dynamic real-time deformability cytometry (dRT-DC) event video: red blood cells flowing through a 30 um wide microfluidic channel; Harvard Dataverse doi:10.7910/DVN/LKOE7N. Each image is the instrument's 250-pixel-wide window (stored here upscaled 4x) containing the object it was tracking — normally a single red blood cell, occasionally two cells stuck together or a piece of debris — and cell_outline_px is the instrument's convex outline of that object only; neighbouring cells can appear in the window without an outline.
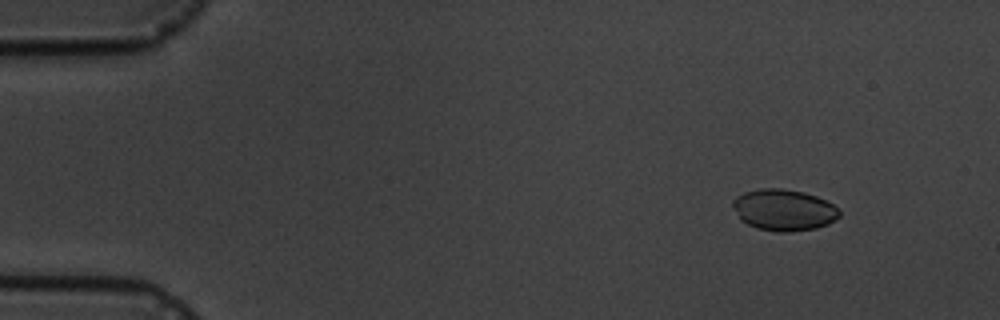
{"species": "common noctule bat (a hibernating species)", "species_latin": "Nyctalus noctula", "temperature_condition": "cold", "stored_images_in_passage": 6, "camera_frame_rate_fps": 3000, "um_per_image_px": 0.085, "animal": {"sex": "male", "body_mass_g": 19.5, "forearm_length_mm": 54.6}, "frame": {"image": 1, "passage_image": 2, "time_ms": 1.333, "image_size_px": [1000, 320], "cell_outline_px": [[840, 216], [828, 224], [816, 228], [788, 232], [776, 232], [756, 228], [740, 220], [732, 204], [732, 200], [736, 196], [744, 192], [760, 188], [780, 188], [804, 192], [816, 196], [832, 204], [840, 212]], "centroid_in_image_um": [66.59, 17.85], "position_along_channel_um": 18.4, "area_um2": 25.72}}